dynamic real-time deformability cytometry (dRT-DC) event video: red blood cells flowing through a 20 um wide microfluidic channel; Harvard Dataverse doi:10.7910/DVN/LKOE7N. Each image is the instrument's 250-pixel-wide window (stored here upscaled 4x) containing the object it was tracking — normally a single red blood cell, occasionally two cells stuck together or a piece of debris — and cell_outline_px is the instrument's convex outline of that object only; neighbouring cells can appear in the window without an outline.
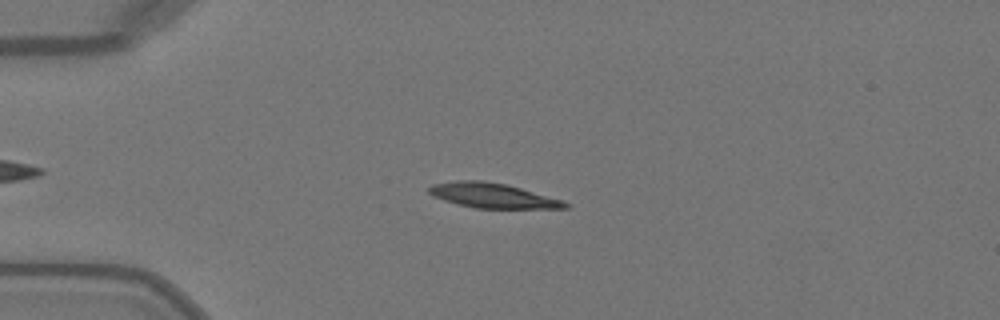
{"species": "Egyptian fruit bat (a non-hibernating species)", "species_latin": "Rousettus aegyptiacus", "temperature_condition": "warm", "stored_images_in_passage": 49, "camera_frame_rate_fps": 3000, "um_per_image_px": 0.085, "animal": {"sex": "female"}, "frame": {"image": 1, "passage_image": 12, "time_ms": 3.667, "image_size_px": [1000, 320], "cell_outline_px": [[572, 204], [568, 208], [476, 208], [456, 204], [432, 196], [428, 192], [428, 188], [432, 184], [456, 180], [484, 180], [504, 184], [520, 188], [564, 200]], "centroid_in_image_um": [41.87, 16.62], "position_along_channel_um": 43.1, "area_um2": 19.77}}
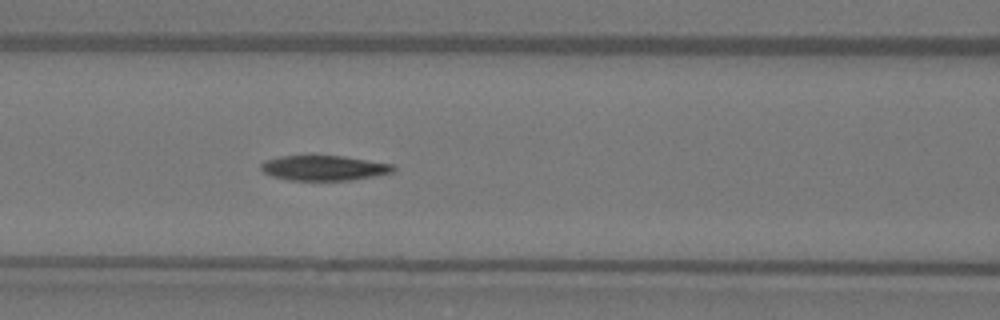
{"frame": {"image": 2, "passage_image": 21, "time_ms": 6.667, "image_size_px": [1000, 320], "cell_outline_px": [[396, 168], [392, 172], [352, 180], [288, 180], [272, 176], [264, 172], [260, 168], [260, 164], [264, 160], [280, 156], [344, 156], [392, 164]], "centroid_in_image_um": [27.5, 14.27], "position_along_channel_um": 139.1, "area_um2": 19.19}}
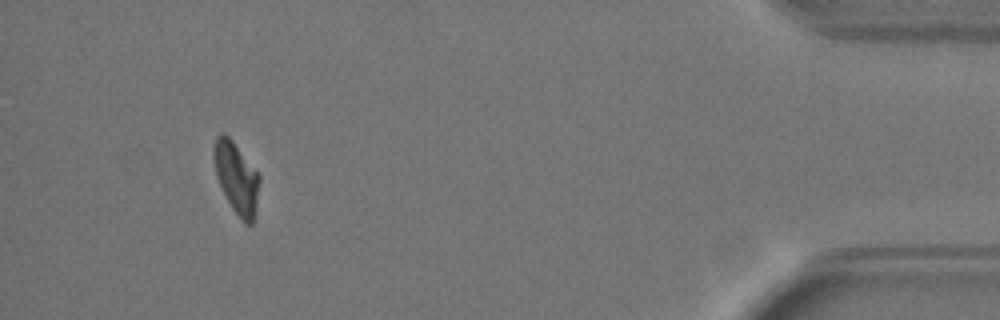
{"frame": {"image": 3, "passage_image": 46, "time_ms": 15.0, "image_size_px": [1000, 320], "cell_outline_px": [[260, 180], [252, 224], [244, 224], [240, 220], [232, 208], [216, 176], [212, 156], [212, 148], [216, 136], [220, 132], [224, 132], [232, 140], [260, 176]], "centroid_in_image_um": [20.06, 15.07], "position_along_channel_um": 415.1, "area_um2": 18.79}, "authors_computed_cell_mechanics": {"area_um2": 20.0566, "velocity_mm_per_s": 4.0701, "shape_relaxation_time_tau1_ms": 4.2773, "shape_relaxation_time_tau2_ms": 6.8978, "deformation_change_tau1": 0.1879, "deformation_change_tau2": 0.0836}}